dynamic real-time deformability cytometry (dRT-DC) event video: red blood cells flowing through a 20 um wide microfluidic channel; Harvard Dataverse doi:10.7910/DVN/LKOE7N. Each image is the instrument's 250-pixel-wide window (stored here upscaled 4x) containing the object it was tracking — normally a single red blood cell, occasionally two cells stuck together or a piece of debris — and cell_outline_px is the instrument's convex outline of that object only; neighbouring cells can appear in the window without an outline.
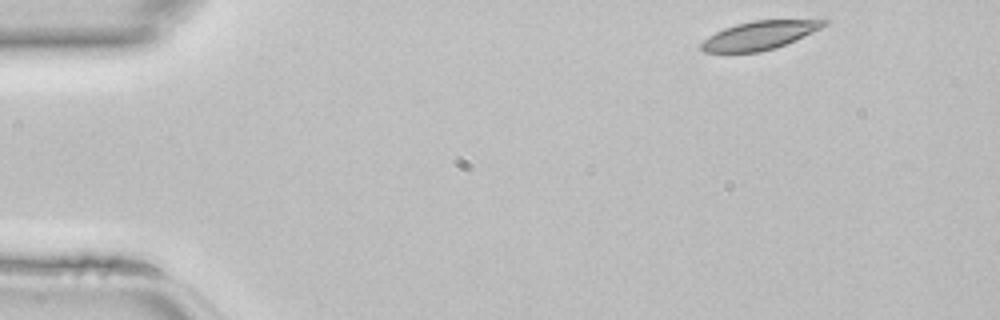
{"species": "common noctule bat (a hibernating species)", "species_latin": "Nyctalus noctula", "temperature_condition": "room temperature", "stored_images_in_passage": 41, "camera_frame_rate_fps": 3000, "um_per_image_px": 0.085, "animal": {"sex": "female", "body_mass_g": 22.7, "forearm_length_mm": 54.2}, "frame": {"image": 1, "passage_image": 1, "time_ms": 0.0, "image_size_px": [1000, 320], "cell_outline_px": [[828, 24], [820, 28], [784, 44], [760, 52], [704, 52], [700, 48], [700, 44], [708, 36], [724, 28], [736, 24], [752, 20], [824, 16], [828, 20]], "centroid_in_image_um": [64.68, 2.92], "position_along_channel_um": 20.3, "area_um2": 20.98}}
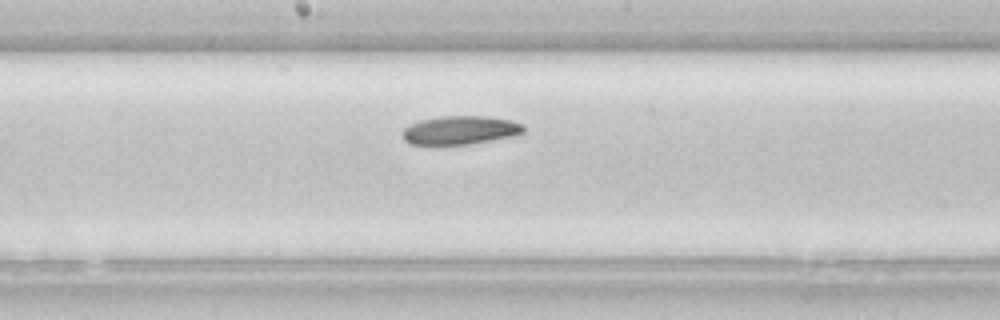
{"frame": {"image": 2, "passage_image": 20, "time_ms": 6.333, "image_size_px": [1000, 320], "cell_outline_px": [[524, 132], [520, 136], [468, 144], [432, 148], [408, 144], [404, 140], [404, 128], [420, 120], [440, 116], [484, 116], [508, 120], [520, 124], [524, 128]], "centroid_in_image_um": [39.07, 11.12], "position_along_channel_um": 209.1, "area_um2": 20.92}}
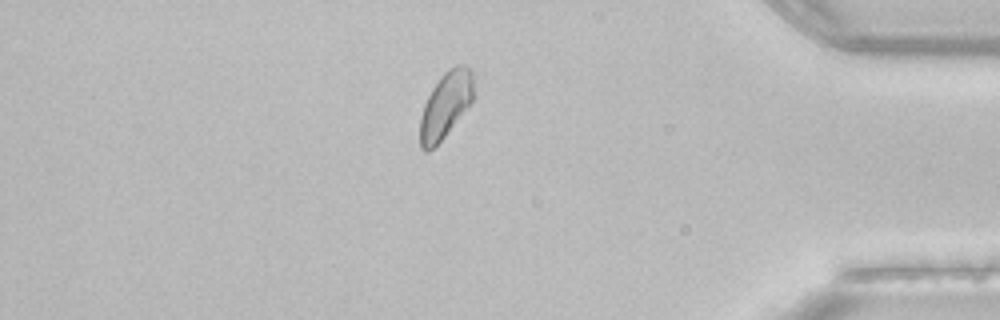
{"frame": {"image": 3, "passage_image": 35, "time_ms": 11.333, "image_size_px": [1000, 320], "cell_outline_px": [[472, 100], [444, 136], [428, 152], [424, 152], [420, 148], [420, 116], [424, 104], [432, 88], [444, 72], [456, 64], [464, 64], [472, 72]], "centroid_in_image_um": [37.83, 8.92], "position_along_channel_um": 397.4, "area_um2": 20.06}}